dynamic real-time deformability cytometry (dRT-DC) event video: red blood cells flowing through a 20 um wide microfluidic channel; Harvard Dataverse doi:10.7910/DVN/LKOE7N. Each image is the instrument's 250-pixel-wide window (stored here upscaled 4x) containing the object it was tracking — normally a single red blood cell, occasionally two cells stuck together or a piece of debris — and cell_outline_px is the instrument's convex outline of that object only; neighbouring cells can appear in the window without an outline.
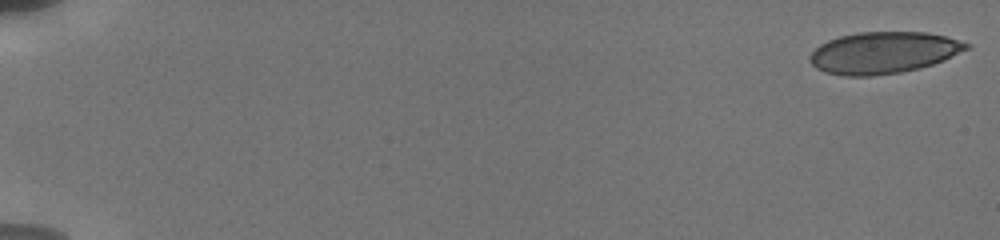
{"species": "human", "species_latin": "Homo sapiens", "temperature_condition": "cold", "stored_images_in_passage": 12, "camera_frame_rate_fps": 3000, "um_per_image_px": 0.085, "donor": {"sex": "male"}, "frame": {"image": 1, "passage_image": 1, "time_ms": 0.0, "image_size_px": [1000, 240], "cell_outline_px": [[972, 48], [944, 60], [932, 64], [900, 72], [872, 76], [844, 76], [824, 72], [816, 68], [808, 60], [808, 56], [820, 44], [828, 40], [840, 36], [860, 32], [928, 32], [944, 36], [972, 44]], "centroid_in_image_um": [75.09, 4.47], "position_along_channel_um": 9.9, "area_um2": 38.09}}